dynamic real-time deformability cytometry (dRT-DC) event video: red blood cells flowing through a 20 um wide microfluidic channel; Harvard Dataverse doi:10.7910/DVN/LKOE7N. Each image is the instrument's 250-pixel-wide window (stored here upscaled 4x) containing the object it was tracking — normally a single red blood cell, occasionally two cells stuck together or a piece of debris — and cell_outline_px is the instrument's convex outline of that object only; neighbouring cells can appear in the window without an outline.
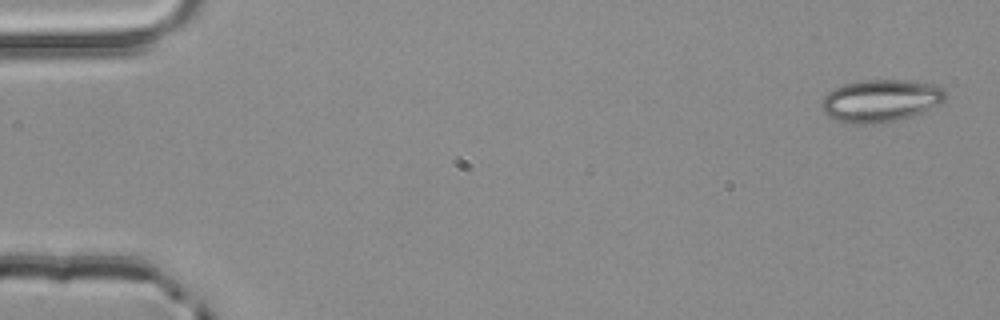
{"species": "common noctule bat (a hibernating species)", "species_latin": "Nyctalus noctula", "temperature_condition": "room temperature", "stored_images_in_passage": 3, "camera_frame_rate_fps": 3000, "um_per_image_px": 0.085, "animal": {"sex": "male", "body_mass_g": 20.4}, "frame": {"image": 1, "passage_image": 1, "time_ms": 0.0, "image_size_px": [1000, 320], "cell_outline_px": [[948, 100], [940, 104], [920, 112], [908, 116], [892, 120], [872, 124], [856, 124], [836, 120], [828, 116], [820, 108], [820, 100], [828, 92], [844, 84], [864, 80], [904, 80], [932, 84], [944, 88], [948, 96]], "centroid_in_image_um": [74.85, 8.55], "position_along_channel_um": 10.2, "area_um2": 30.52}}